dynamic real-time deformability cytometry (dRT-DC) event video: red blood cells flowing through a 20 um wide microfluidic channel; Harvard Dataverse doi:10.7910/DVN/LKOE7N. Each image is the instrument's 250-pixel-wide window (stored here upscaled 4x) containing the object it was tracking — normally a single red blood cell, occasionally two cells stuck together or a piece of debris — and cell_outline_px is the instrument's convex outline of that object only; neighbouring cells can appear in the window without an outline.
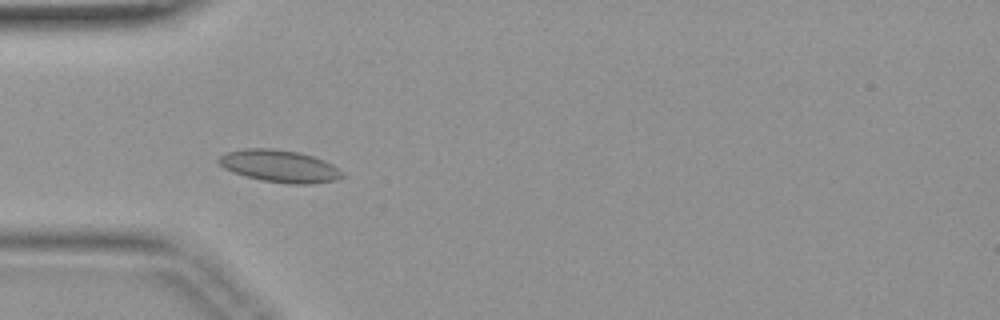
{"species": "common noctule bat (a hibernating species)", "species_latin": "Nyctalus noctula", "temperature_condition": "warm", "stored_images_in_passage": 34, "camera_frame_rate_fps": 3000, "um_per_image_px": 0.085, "animal": {"sex": "female", "body_mass_g": 19.9}, "frame": {"image": 1, "passage_image": 10, "time_ms": 3.0, "image_size_px": [1000, 320], "cell_outline_px": [[344, 176], [336, 180], [308, 184], [288, 184], [260, 180], [244, 176], [232, 172], [224, 168], [216, 160], [220, 156], [228, 152], [244, 148], [272, 148], [300, 152], [312, 156], [332, 164], [344, 172]], "centroid_in_image_um": [23.75, 14.12], "position_along_channel_um": 61.2, "area_um2": 23.35}}
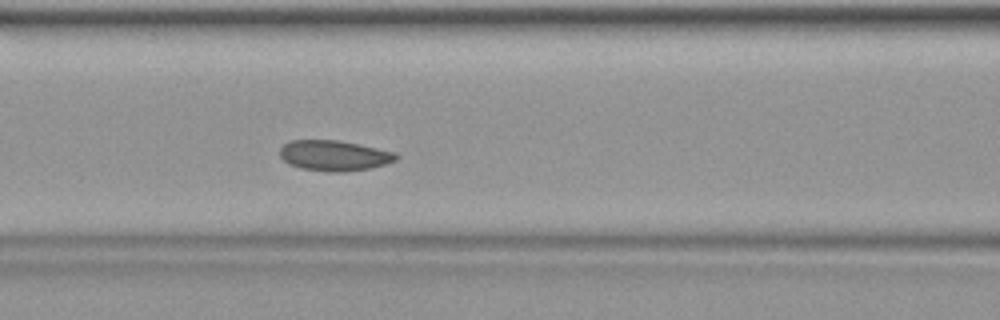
{"frame": {"image": 2, "passage_image": 15, "time_ms": 4.667, "image_size_px": [1000, 320], "cell_outline_px": [[400, 156], [396, 160], [384, 164], [368, 168], [344, 172], [328, 172], [300, 168], [288, 164], [280, 156], [280, 148], [288, 140], [340, 140], [396, 152]], "centroid_in_image_um": [28.39, 13.22], "position_along_channel_um": 138.2, "area_um2": 20.75}}